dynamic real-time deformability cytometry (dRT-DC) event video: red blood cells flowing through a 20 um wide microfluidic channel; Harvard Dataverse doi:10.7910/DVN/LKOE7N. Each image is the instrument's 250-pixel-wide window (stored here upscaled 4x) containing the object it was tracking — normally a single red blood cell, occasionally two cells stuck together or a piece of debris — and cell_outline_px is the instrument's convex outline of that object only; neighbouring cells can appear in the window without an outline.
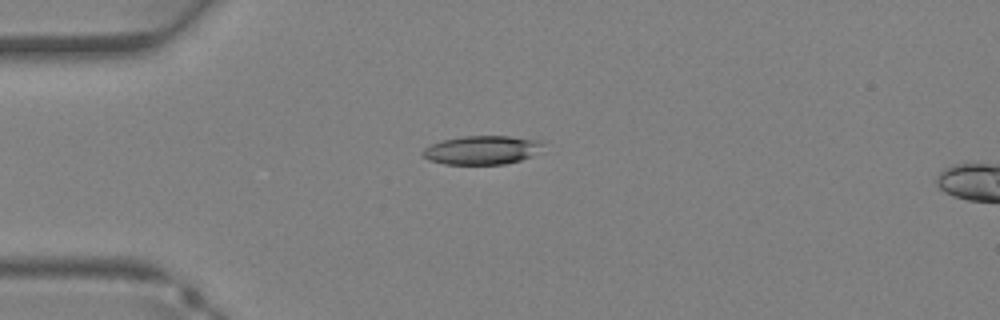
{"species": "Egyptian fruit bat (a non-hibernating species)", "species_latin": "Rousettus aegyptiacus", "temperature_condition": "warm", "stored_images_in_passage": 3, "camera_frame_rate_fps": 3000, "um_per_image_px": 0.085, "animal": {"sex": "female"}, "frame": {"image": 1, "passage_image": 1, "time_ms": 0.0, "image_size_px": [1000, 320], "cell_outline_px": [[544, 144], [532, 156], [520, 160], [504, 164], [444, 164], [428, 160], [420, 152], [424, 148], [432, 144], [444, 140], [464, 136], [508, 136], [540, 140]], "centroid_in_image_um": [40.95, 12.75], "position_along_channel_um": 44.1, "area_um2": 20.0}}